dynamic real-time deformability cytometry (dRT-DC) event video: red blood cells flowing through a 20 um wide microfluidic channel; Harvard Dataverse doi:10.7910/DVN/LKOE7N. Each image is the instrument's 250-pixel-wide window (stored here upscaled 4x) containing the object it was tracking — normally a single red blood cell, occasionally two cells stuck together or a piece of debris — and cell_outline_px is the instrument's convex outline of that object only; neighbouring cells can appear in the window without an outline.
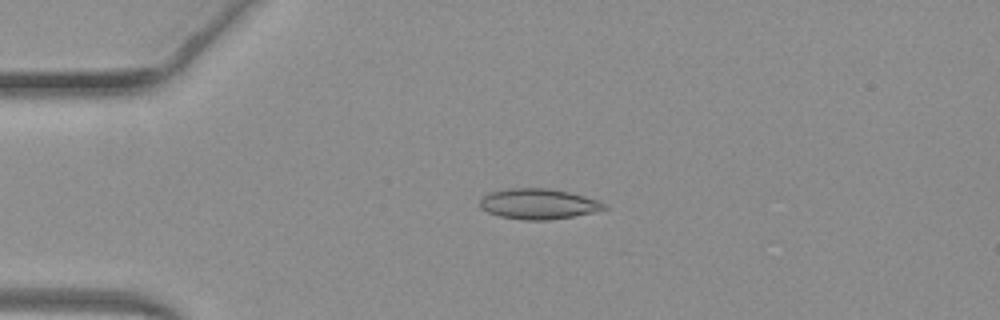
{"species": "common noctule bat (a hibernating species)", "species_latin": "Nyctalus noctula", "temperature_condition": "warm", "stored_images_in_passage": 43, "camera_frame_rate_fps": 3000, "um_per_image_px": 0.085, "animal": {"sex": "female", "body_mass_g": 19.3, "forearm_length_mm": 54.1}, "frame": {"image": 1, "passage_image": 12, "time_ms": 3.667, "image_size_px": [1000, 320], "cell_outline_px": [[608, 208], [592, 212], [572, 216], [548, 220], [524, 220], [500, 216], [488, 212], [480, 208], [480, 200], [488, 192], [508, 188], [548, 188], [568, 192], [600, 200]], "centroid_in_image_um": [45.74, 17.32], "position_along_channel_um": 39.3, "area_um2": 21.96}}
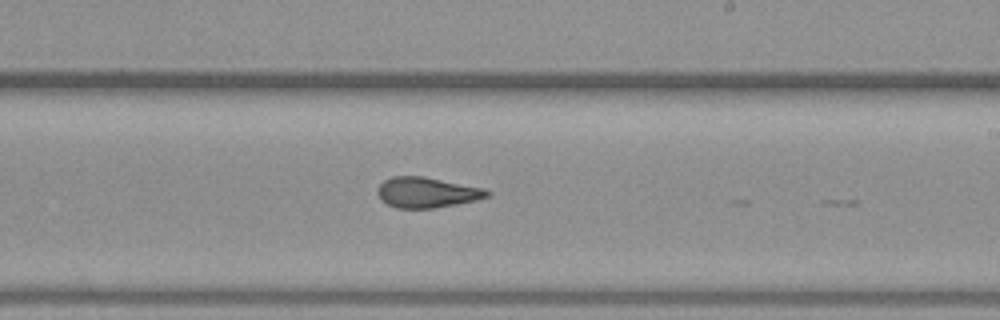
{"frame": {"image": 2, "passage_image": 30, "time_ms": 9.667, "image_size_px": [1000, 320], "cell_outline_px": [[492, 192], [488, 196], [476, 200], [456, 204], [432, 208], [396, 208], [380, 200], [376, 192], [380, 184], [384, 180], [392, 176], [424, 176], [484, 188]], "centroid_in_image_um": [36.26, 16.35], "position_along_channel_um": 252.7, "area_um2": 19.48}}
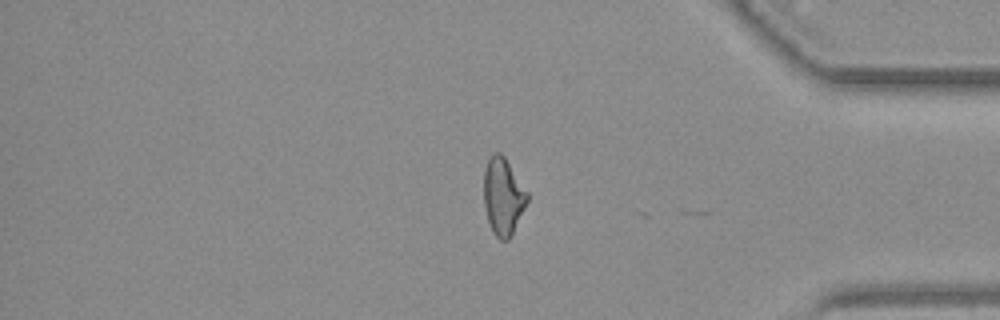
{"frame": {"image": 3, "passage_image": 42, "time_ms": 13.667, "image_size_px": [1000, 320], "cell_outline_px": [[528, 200], [508, 240], [500, 240], [492, 232], [488, 220], [484, 204], [484, 168], [488, 156], [492, 152], [500, 152], [504, 156], [528, 192]], "centroid_in_image_um": [42.74, 16.64], "position_along_channel_um": 392.5, "area_um2": 19.42}, "authors_computed_cell_mechanics": {"area_um2": 20.4034, "velocity_mm_per_s": 4.1074, "shape_relaxation_time_tau1_ms": null, "shape_relaxation_time_tau2_ms": 1.7711, "deformation_change_tau1": null, "deformation_change_tau2": 0.0926}}